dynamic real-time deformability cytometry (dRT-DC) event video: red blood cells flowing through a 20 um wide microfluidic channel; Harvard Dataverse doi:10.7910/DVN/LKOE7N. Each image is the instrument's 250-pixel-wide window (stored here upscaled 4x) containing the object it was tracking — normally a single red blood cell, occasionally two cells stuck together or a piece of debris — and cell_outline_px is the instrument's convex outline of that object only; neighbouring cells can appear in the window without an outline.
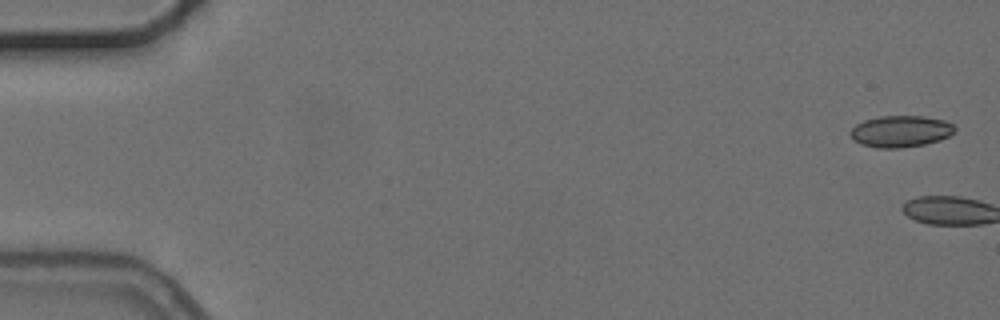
{"species": "common noctule bat (a hibernating species)", "species_latin": "Nyctalus noctula", "temperature_condition": "cold", "stored_images_in_passage": 8, "camera_frame_rate_fps": 3000, "um_per_image_px": 0.085, "animal": {"sex": "female", "body_mass_g": 24.6, "forearm_length_mm": 56.2}, "frame": {"image": 1, "passage_image": 1, "time_ms": 0.0, "image_size_px": [1000, 320], "cell_outline_px": [[956, 128], [948, 136], [940, 140], [924, 144], [900, 148], [880, 148], [860, 144], [852, 140], [848, 132], [856, 124], [864, 120], [880, 116], [924, 116], [944, 120], [952, 124]], "centroid_in_image_um": [76.51, 11.16], "position_along_channel_um": 8.5, "area_um2": 19.25}}
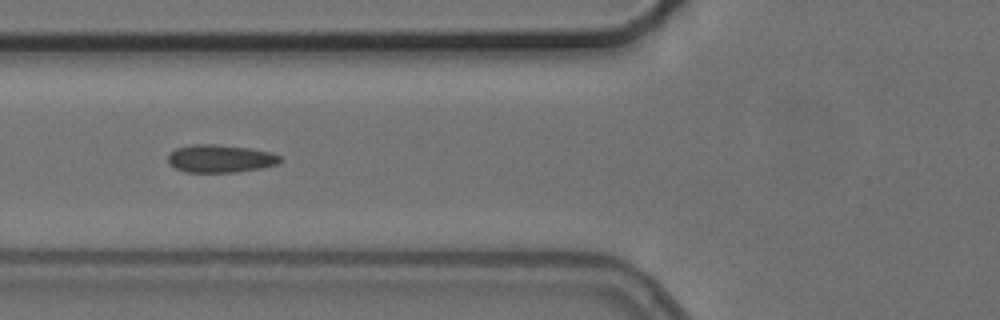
{"frame": {"image": 2, "passage_image": 7, "time_ms": 7.333, "image_size_px": [1000, 320], "cell_outline_px": [[280, 164], [260, 168], [236, 172], [184, 172], [168, 164], [168, 156], [176, 148], [192, 144], [216, 144], [248, 148], [272, 152], [280, 156]], "centroid_in_image_um": [18.72, 13.48], "position_along_channel_um": 107.1, "area_um2": 18.21}}
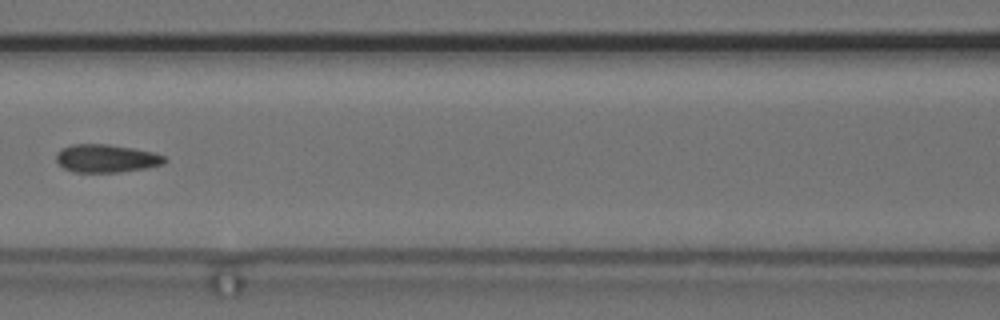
{"frame": {"image": 3, "passage_image": 8, "time_ms": 8.667, "image_size_px": [1000, 320], "cell_outline_px": [[168, 160], [164, 164], [144, 168], [120, 172], [72, 172], [64, 168], [56, 160], [56, 152], [60, 148], [72, 144], [108, 144], [132, 148], [152, 152], [164, 156]], "centroid_in_image_um": [9.01, 13.46], "position_along_channel_um": 157.6, "area_um2": 17.74}}